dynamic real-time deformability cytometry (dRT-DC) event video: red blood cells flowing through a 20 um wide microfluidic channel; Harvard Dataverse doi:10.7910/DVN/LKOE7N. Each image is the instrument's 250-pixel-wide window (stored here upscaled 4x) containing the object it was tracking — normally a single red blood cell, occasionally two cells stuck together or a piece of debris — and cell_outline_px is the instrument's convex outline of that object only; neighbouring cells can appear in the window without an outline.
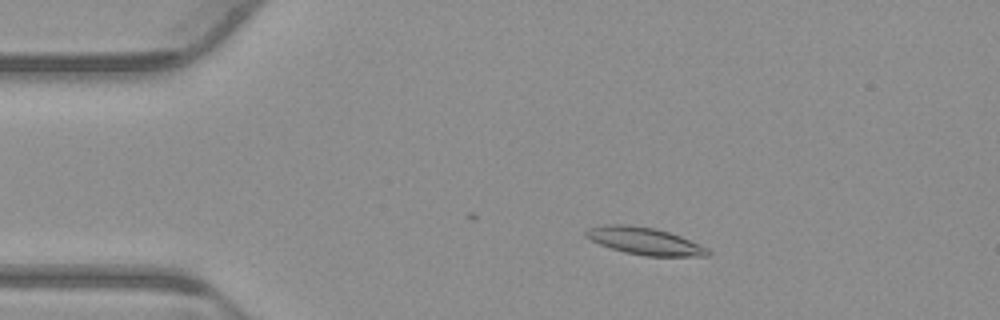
{"species": "common noctule bat (a hibernating species)", "species_latin": "Nyctalus noctula", "temperature_condition": "warm", "stored_images_in_passage": 27, "camera_frame_rate_fps": 3000, "um_per_image_px": 0.085, "animal": {"sex": "male", "body_mass_g": 23.1, "forearm_length_mm": 52.7}, "frame": {"image": 1, "passage_image": 8, "time_ms": 2.333, "image_size_px": [1000, 320], "cell_outline_px": [[712, 252], [708, 256], [644, 256], [624, 252], [600, 244], [584, 236], [584, 232], [588, 228], [604, 224], [628, 224], [656, 228], [680, 236], [700, 244], [708, 248]], "centroid_in_image_um": [54.8, 20.48], "position_along_channel_um": 30.2, "area_um2": 19.48}}
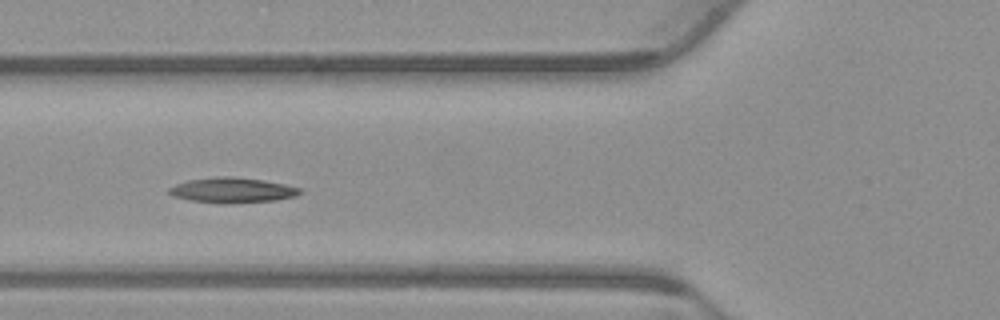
{"frame": {"image": 2, "passage_image": 18, "time_ms": 5.667, "image_size_px": [1000, 320], "cell_outline_px": [[304, 192], [296, 196], [276, 200], [220, 204], [192, 200], [172, 196], [168, 192], [168, 188], [176, 184], [188, 180], [216, 176], [232, 176], [264, 180], [284, 184], [300, 188]], "centroid_in_image_um": [19.75, 16.16], "position_along_channel_um": 106.1, "area_um2": 19.31}}
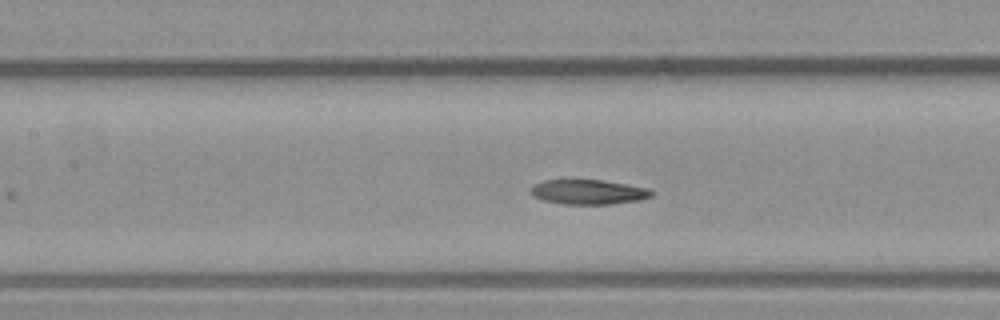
{"frame": {"image": 3, "passage_image": 22, "time_ms": 7.0, "image_size_px": [1000, 320], "cell_outline_px": [[652, 196], [640, 200], [612, 204], [564, 204], [544, 200], [532, 196], [532, 188], [536, 184], [544, 180], [604, 180], [652, 188]], "centroid_in_image_um": [50.08, 16.32], "position_along_channel_um": 157.3, "area_um2": 17.4}}